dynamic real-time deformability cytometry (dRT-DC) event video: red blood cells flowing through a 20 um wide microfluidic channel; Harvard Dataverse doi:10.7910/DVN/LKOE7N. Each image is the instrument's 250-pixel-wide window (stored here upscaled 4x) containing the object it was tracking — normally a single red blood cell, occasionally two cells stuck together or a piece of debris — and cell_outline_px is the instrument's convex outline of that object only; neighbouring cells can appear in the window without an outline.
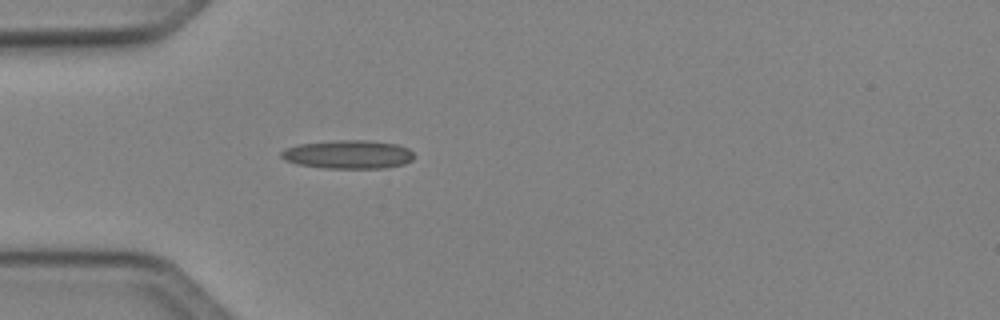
{"species": "Egyptian fruit bat (a non-hibernating species)", "species_latin": "Rousettus aegyptiacus", "temperature_condition": "cold", "stored_images_in_passage": 36, "camera_frame_rate_fps": 3000, "um_per_image_px": 0.085, "animal": {"sex": "female"}, "frame": {"image": 1, "passage_image": 1, "time_ms": 0.0, "image_size_px": [1000, 320], "cell_outline_px": [[412, 160], [404, 164], [384, 168], [324, 168], [296, 164], [284, 160], [280, 156], [280, 152], [284, 148], [300, 144], [340, 140], [364, 140], [396, 144], [408, 148], [412, 152]], "centroid_in_image_um": [29.55, 13.13], "position_along_channel_um": 55.4, "area_um2": 22.02}}
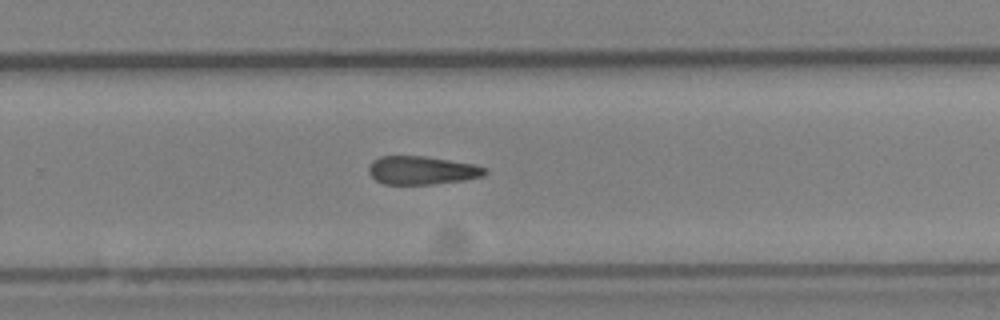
{"frame": {"image": 2, "passage_image": 19, "time_ms": 6.0, "image_size_px": [1000, 320], "cell_outline_px": [[488, 172], [484, 176], [460, 180], [432, 184], [384, 184], [376, 180], [368, 172], [368, 168], [372, 160], [380, 156], [424, 156], [476, 164], [484, 168]], "centroid_in_image_um": [35.84, 14.47], "position_along_channel_um": 294.0, "area_um2": 19.13}}
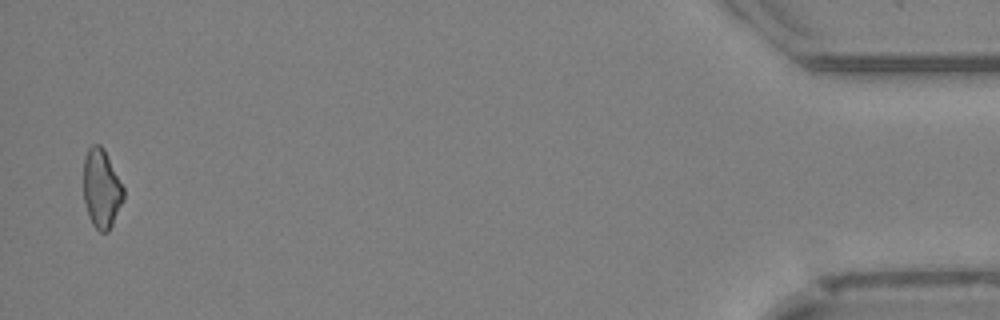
{"frame": {"image": 3, "passage_image": 35, "time_ms": 11.333, "image_size_px": [1000, 320], "cell_outline_px": [[124, 200], [108, 232], [100, 232], [92, 224], [88, 216], [84, 200], [84, 156], [88, 148], [92, 144], [100, 144], [104, 148], [124, 188]], "centroid_in_image_um": [8.63, 16.02], "position_along_channel_um": 426.6, "area_um2": 18.5}}